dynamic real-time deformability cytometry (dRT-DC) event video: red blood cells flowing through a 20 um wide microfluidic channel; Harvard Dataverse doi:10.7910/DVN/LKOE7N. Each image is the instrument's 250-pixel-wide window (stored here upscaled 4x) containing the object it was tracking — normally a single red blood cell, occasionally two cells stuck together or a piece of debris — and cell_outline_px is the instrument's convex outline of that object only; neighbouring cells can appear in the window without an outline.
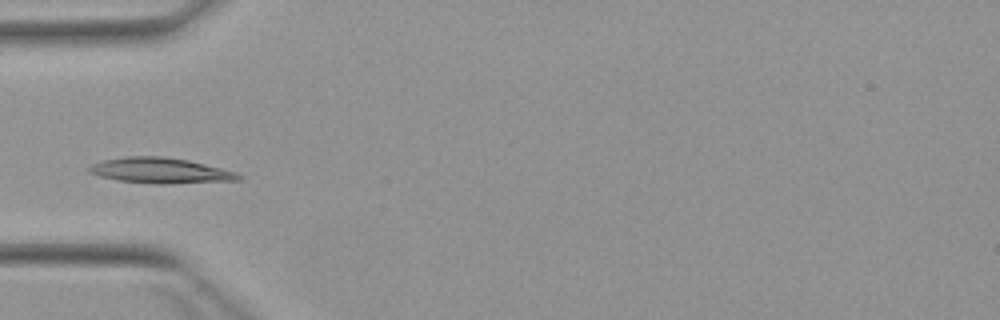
{"species": "Egyptian fruit bat (a non-hibernating species)", "species_latin": "Rousettus aegyptiacus", "temperature_condition": "warm", "stored_images_in_passage": 4, "camera_frame_rate_fps": 3000, "um_per_image_px": 0.085, "animal": {"sex": "female"}, "frame": {"image": 1, "passage_image": 3, "time_ms": 3.333, "image_size_px": [1000, 320], "cell_outline_px": [[244, 176], [240, 180], [168, 184], [156, 184], [116, 180], [100, 176], [88, 172], [88, 168], [92, 164], [104, 160], [128, 156], [164, 156], [188, 160], [236, 172]], "centroid_in_image_um": [13.64, 14.5], "position_along_channel_um": 71.4, "area_um2": 22.2}}
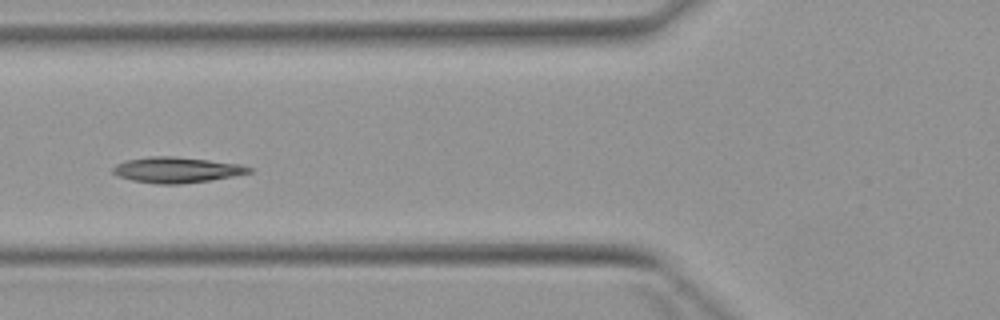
{"frame": {"image": 2, "passage_image": 4, "time_ms": 4.333, "image_size_px": [1000, 320], "cell_outline_px": [[252, 172], [232, 176], [208, 180], [180, 184], [156, 184], [132, 180], [116, 176], [112, 172], [112, 168], [116, 164], [128, 160], [152, 156], [172, 156], [208, 160], [240, 164], [252, 168]], "centroid_in_image_um": [14.98, 14.44], "position_along_channel_um": 110.8, "area_um2": 20.17}}